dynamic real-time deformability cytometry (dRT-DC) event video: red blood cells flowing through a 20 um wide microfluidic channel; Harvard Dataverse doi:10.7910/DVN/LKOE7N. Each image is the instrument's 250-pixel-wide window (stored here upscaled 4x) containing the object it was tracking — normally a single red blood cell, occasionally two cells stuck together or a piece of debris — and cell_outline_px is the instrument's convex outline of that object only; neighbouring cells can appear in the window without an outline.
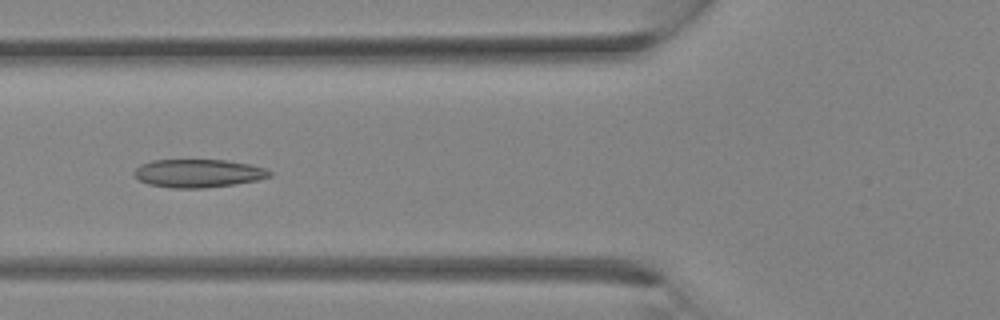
{"species": "Egyptian fruit bat (a non-hibernating species)", "species_latin": "Rousettus aegyptiacus", "temperature_condition": "room temperature", "stored_images_in_passage": 33, "camera_frame_rate_fps": 3000, "um_per_image_px": 0.085, "animal": {"sex": "female"}, "frame": {"image": 1, "passage_image": 13, "time_ms": 4.0, "image_size_px": [1000, 320], "cell_outline_px": [[272, 176], [256, 180], [232, 184], [204, 188], [172, 188], [148, 184], [140, 180], [132, 172], [140, 164], [152, 160], [224, 160], [252, 164], [264, 168], [272, 172]], "centroid_in_image_um": [16.84, 14.72], "position_along_channel_um": 109.0, "area_um2": 22.2}}
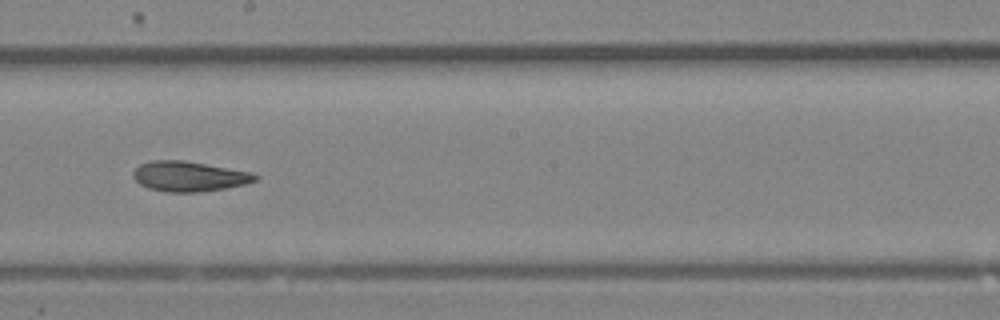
{"frame": {"image": 2, "passage_image": 19, "time_ms": 6.0, "image_size_px": [1000, 320], "cell_outline_px": [[260, 176], [256, 180], [244, 184], [224, 188], [200, 192], [164, 192], [148, 188], [140, 184], [132, 176], [132, 172], [140, 164], [152, 160], [184, 160], [252, 172]], "centroid_in_image_um": [16.05, 14.99], "position_along_channel_um": 232.1, "area_um2": 21.44}}
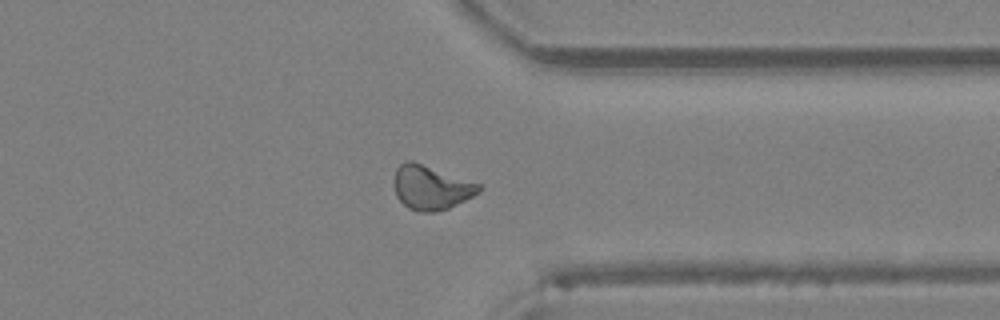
{"frame": {"image": 3, "passage_image": 26, "time_ms": 8.333, "image_size_px": [1000, 320], "cell_outline_px": [[480, 192], [448, 208], [432, 212], [420, 212], [408, 208], [396, 196], [392, 184], [392, 180], [396, 168], [400, 164], [408, 160], [412, 160], [480, 184]], "centroid_in_image_um": [36.57, 15.93], "position_along_channel_um": 374.8, "area_um2": 21.79}}